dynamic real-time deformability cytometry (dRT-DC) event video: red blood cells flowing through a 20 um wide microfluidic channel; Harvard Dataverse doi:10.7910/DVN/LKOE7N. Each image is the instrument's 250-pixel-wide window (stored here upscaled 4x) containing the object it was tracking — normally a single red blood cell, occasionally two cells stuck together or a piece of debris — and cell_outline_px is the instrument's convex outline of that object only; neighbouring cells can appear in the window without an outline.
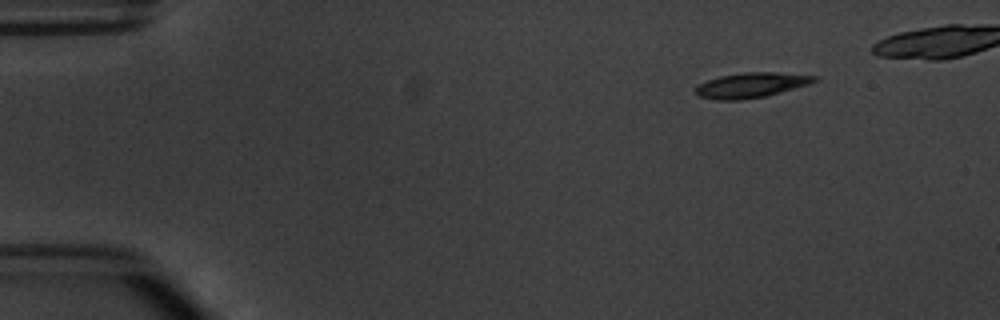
{"species": "common noctule bat (a hibernating species)", "species_latin": "Nyctalus noctula", "temperature_condition": "warm", "stored_images_in_passage": 4, "camera_frame_rate_fps": 3000, "um_per_image_px": 0.085, "animal": {"sex": "male", "body_mass_g": 20.1, "forearm_length_mm": 53.5}, "frame": {"image": 1, "passage_image": 1, "time_ms": 0.0, "image_size_px": [1000, 320], "cell_outline_px": [[816, 80], [808, 84], [764, 96], [740, 100], [716, 100], [700, 96], [696, 92], [696, 88], [700, 84], [708, 80], [720, 76], [744, 72], [776, 72], [816, 76]], "centroid_in_image_um": [63.82, 7.23], "position_along_channel_um": 21.2, "area_um2": 16.88}}